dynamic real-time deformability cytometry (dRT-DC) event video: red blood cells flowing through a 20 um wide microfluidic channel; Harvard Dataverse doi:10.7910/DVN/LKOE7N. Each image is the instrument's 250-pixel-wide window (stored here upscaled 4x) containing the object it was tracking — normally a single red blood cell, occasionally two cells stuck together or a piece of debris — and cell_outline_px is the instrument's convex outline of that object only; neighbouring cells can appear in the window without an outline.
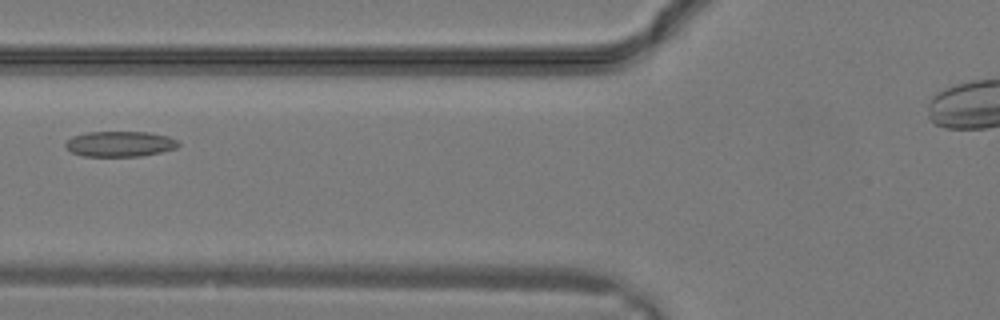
{"species": "common noctule bat (a hibernating species)", "species_latin": "Nyctalus noctula", "temperature_condition": "warm", "stored_images_in_passage": 7, "camera_frame_rate_fps": 3000, "um_per_image_px": 0.085, "animal": {"sex": "male", "body_mass_g": 19.2, "forearm_length_mm": 51.8}, "frame": {"image": 1, "passage_image": 4, "time_ms": 1.0, "image_size_px": [1000, 320], "cell_outline_px": [[180, 144], [176, 148], [160, 152], [140, 156], [84, 156], [72, 152], [64, 144], [72, 136], [88, 132], [148, 132], [168, 136], [176, 140]], "centroid_in_image_um": [10.2, 12.23], "position_along_channel_um": 115.6, "area_um2": 16.59}}
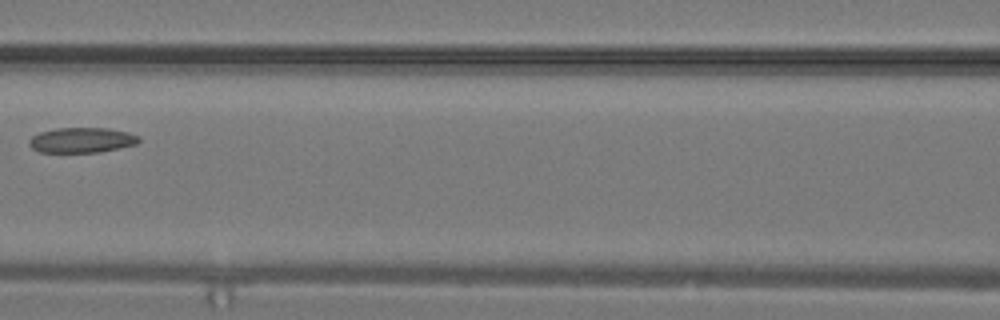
{"frame": {"image": 2, "passage_image": 6, "time_ms": 1.667, "image_size_px": [1000, 320], "cell_outline_px": [[140, 140], [136, 144], [120, 148], [100, 152], [40, 152], [32, 148], [28, 144], [28, 140], [32, 136], [40, 132], [56, 128], [108, 128], [128, 132], [140, 136]], "centroid_in_image_um": [6.95, 11.91], "position_along_channel_um": 159.6, "area_um2": 16.18}}